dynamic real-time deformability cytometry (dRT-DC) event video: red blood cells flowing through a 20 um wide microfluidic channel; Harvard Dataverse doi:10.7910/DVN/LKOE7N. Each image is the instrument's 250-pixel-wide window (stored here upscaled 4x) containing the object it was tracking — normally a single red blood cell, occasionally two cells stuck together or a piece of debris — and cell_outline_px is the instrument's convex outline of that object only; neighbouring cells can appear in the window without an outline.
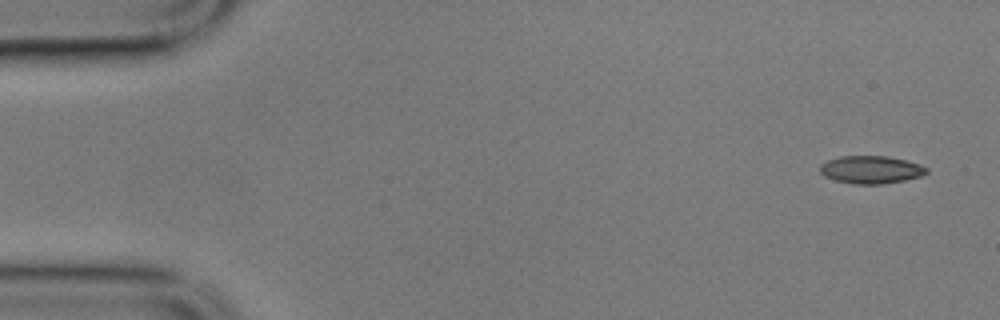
{"species": "common noctule bat (a hibernating species)", "species_latin": "Nyctalus noctula", "temperature_condition": "cold", "stored_images_in_passage": 6, "camera_frame_rate_fps": 3000, "um_per_image_px": 0.085, "animal": {"sex": "male", "body_mass_g": 17.9}, "frame": {"image": 1, "passage_image": 1, "time_ms": 0.0, "image_size_px": [1000, 320], "cell_outline_px": [[928, 172], [920, 176], [904, 180], [880, 184], [852, 184], [836, 180], [824, 176], [820, 172], [820, 164], [828, 160], [840, 156], [888, 156], [920, 164], [928, 168]], "centroid_in_image_um": [74.02, 14.42], "position_along_channel_um": 11.0, "area_um2": 17.17}}